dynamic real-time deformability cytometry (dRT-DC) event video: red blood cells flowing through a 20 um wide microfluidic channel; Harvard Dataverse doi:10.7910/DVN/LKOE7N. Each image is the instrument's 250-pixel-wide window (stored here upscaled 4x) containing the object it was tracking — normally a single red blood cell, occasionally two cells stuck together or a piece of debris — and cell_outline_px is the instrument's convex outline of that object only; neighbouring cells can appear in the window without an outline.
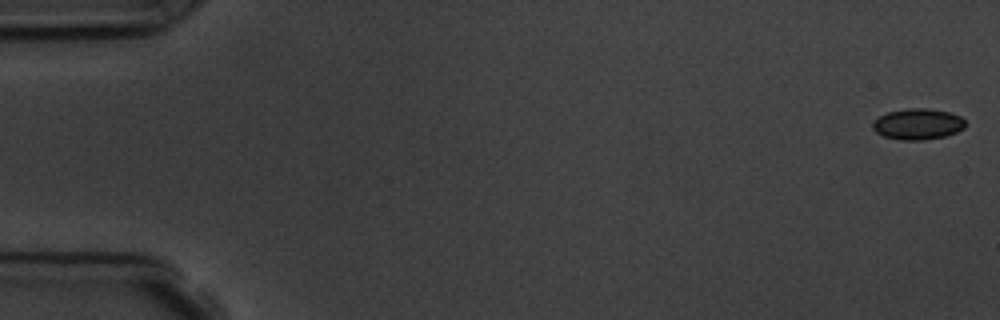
{"species": "common noctule bat (a hibernating species)", "species_latin": "Nyctalus noctula", "temperature_condition": "room temperature", "stored_images_in_passage": 5, "camera_frame_rate_fps": 3000, "um_per_image_px": 0.085, "animal": {"sex": "male", "body_mass_g": 19.5, "forearm_length_mm": 54.6}, "frame": {"image": 1, "passage_image": 1, "time_ms": 0.0, "image_size_px": [1000, 320], "cell_outline_px": [[964, 128], [956, 132], [944, 136], [924, 140], [900, 140], [884, 136], [876, 132], [872, 128], [872, 120], [888, 112], [908, 108], [928, 108], [948, 112], [960, 116], [964, 120]], "centroid_in_image_um": [77.98, 10.54], "position_along_channel_um": 7.0, "area_um2": 16.7}}
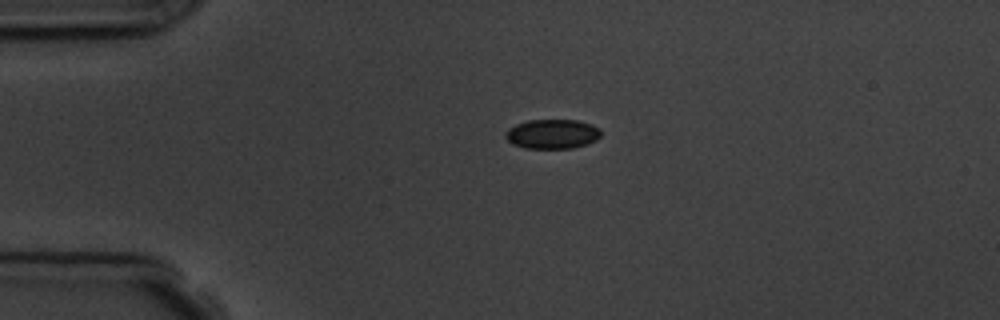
{"frame": {"image": 2, "passage_image": 4, "time_ms": 4.0, "image_size_px": [1000, 320], "cell_outline_px": [[600, 136], [596, 140], [588, 144], [572, 148], [524, 148], [512, 144], [504, 136], [504, 132], [508, 128], [516, 124], [528, 120], [576, 120], [592, 124], [600, 128]], "centroid_in_image_um": [46.93, 11.39], "position_along_channel_um": 38.1, "area_um2": 16.53}}